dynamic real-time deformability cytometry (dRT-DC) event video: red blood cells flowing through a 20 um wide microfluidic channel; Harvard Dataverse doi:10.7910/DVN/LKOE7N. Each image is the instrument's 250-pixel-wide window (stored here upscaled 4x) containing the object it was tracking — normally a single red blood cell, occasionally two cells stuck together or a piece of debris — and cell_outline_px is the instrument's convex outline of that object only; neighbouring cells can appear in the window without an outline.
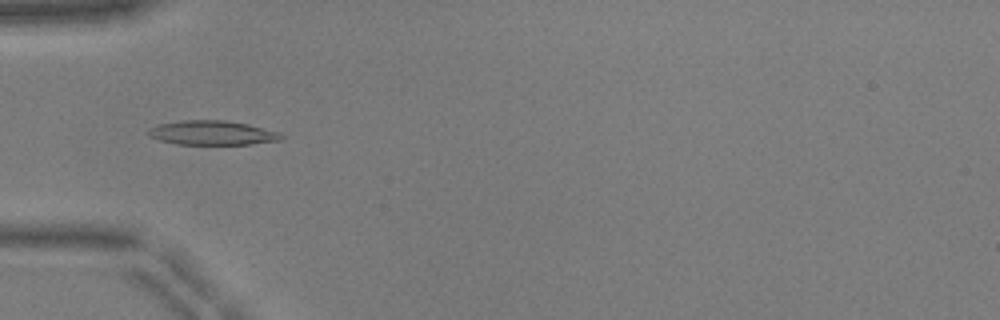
{"species": "common noctule bat (a hibernating species)", "species_latin": "Nyctalus noctula", "temperature_condition": "warm", "stored_images_in_passage": 39, "camera_frame_rate_fps": 3000, "um_per_image_px": 0.085, "animal": {"sex": "male", "body_mass_g": 17.9, "forearm_length_mm": 54.2}, "frame": {"image": 1, "passage_image": 5, "time_ms": 1.333, "image_size_px": [1000, 320], "cell_outline_px": [[284, 136], [280, 140], [252, 144], [176, 144], [160, 140], [148, 136], [148, 128], [160, 124], [184, 120], [224, 120], [248, 124], [280, 132]], "centroid_in_image_um": [18.05, 11.29], "position_along_channel_um": 67.0, "area_um2": 18.79}}
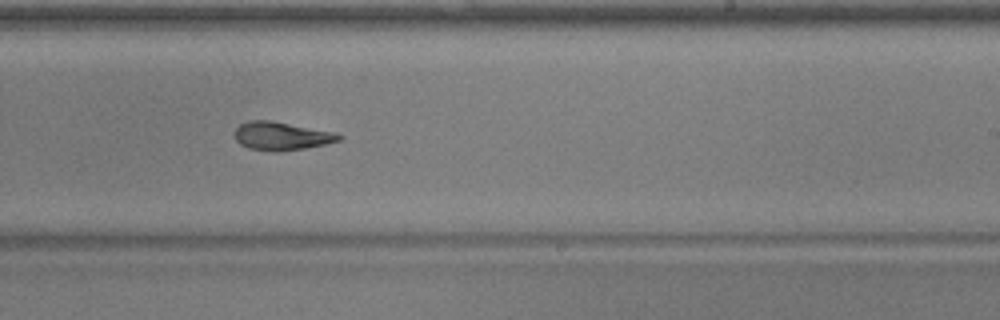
{"frame": {"image": 2, "passage_image": 20, "time_ms": 6.333, "image_size_px": [1000, 320], "cell_outline_px": [[344, 136], [340, 140], [328, 144], [280, 152], [272, 152], [248, 148], [240, 144], [236, 140], [236, 128], [240, 124], [248, 120], [272, 120], [332, 132]], "centroid_in_image_um": [23.92, 11.57], "position_along_channel_um": 265.1, "area_um2": 17.22}}
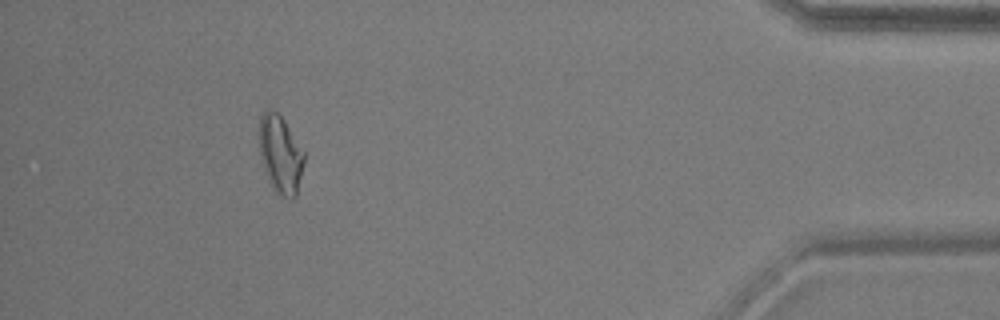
{"frame": {"image": 3, "passage_image": 35, "time_ms": 11.333, "image_size_px": [1000, 320], "cell_outline_px": [[304, 164], [296, 196], [292, 200], [284, 196], [272, 188], [268, 180], [260, 156], [256, 136], [260, 116], [264, 108], [268, 108], [276, 112], [284, 120], [304, 152]], "centroid_in_image_um": [23.78, 13.07], "position_along_channel_um": 411.4, "area_um2": 20.75}, "authors_computed_cell_mechanics": {"area_um2": 17.6868, "velocity_mm_per_s": 3.9736, "shape_relaxation_time_tau1_ms": 6.1802, "shape_relaxation_time_tau2_ms": 3.4256, "deformation_change_tau1": 0.1907, "deformation_change_tau2": 0.1228}}